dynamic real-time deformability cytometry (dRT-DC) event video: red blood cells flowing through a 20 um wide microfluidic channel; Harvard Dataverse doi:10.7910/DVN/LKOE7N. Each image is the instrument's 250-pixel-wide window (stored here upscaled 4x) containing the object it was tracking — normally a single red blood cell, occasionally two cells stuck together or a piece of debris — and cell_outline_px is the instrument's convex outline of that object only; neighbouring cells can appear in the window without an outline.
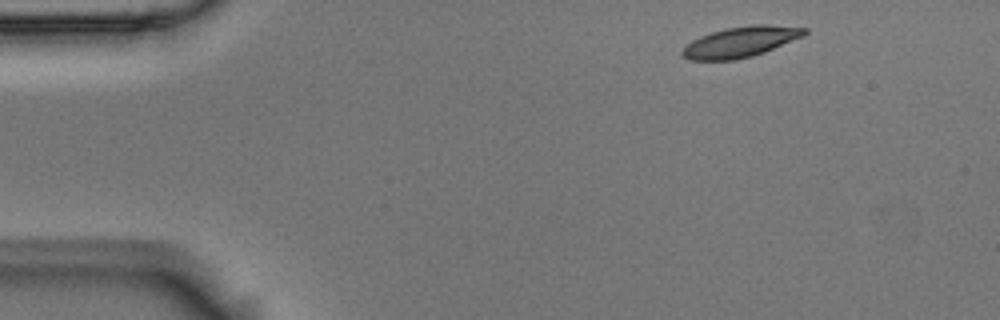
{"species": "Egyptian fruit bat (a non-hibernating species)", "species_latin": "Rousettus aegyptiacus", "temperature_condition": "room temperature", "stored_images_in_passage": 50, "camera_frame_rate_fps": 3000, "um_per_image_px": 0.085, "animal": {"sex": "male"}, "frame": {"image": 1, "passage_image": 1, "time_ms": 0.0, "image_size_px": [1000, 320], "cell_outline_px": [[808, 32], [804, 36], [764, 52], [752, 56], [736, 60], [688, 60], [680, 52], [692, 40], [700, 36], [712, 32], [728, 28], [752, 24], [764, 24], [808, 28]], "centroid_in_image_um": [62.97, 3.56], "position_along_channel_um": 22.0, "area_um2": 21.68}}
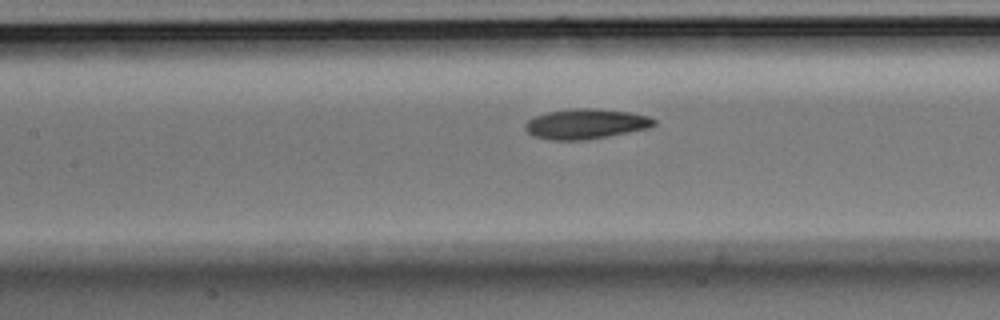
{"frame": {"image": 2, "passage_image": 19, "time_ms": 6.0, "image_size_px": [1000, 320], "cell_outline_px": [[656, 124], [652, 128], [588, 140], [548, 140], [532, 136], [524, 128], [524, 124], [528, 120], [536, 116], [548, 112], [576, 108], [592, 108], [628, 112], [648, 116], [656, 120]], "centroid_in_image_um": [49.81, 10.55], "position_along_channel_um": 157.6, "area_um2": 22.77}}
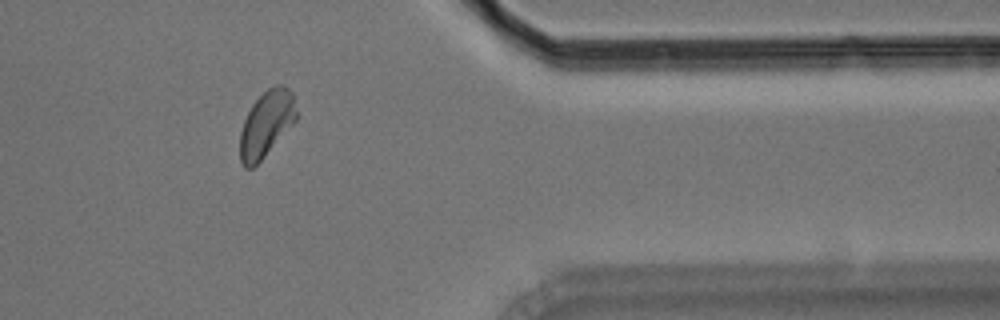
{"frame": {"image": 3, "passage_image": 40, "time_ms": 13.0, "image_size_px": [1000, 320], "cell_outline_px": [[300, 116], [264, 156], [252, 168], [244, 168], [240, 160], [240, 132], [244, 120], [252, 104], [272, 84], [284, 84], [292, 92]], "centroid_in_image_um": [22.67, 10.49], "position_along_channel_um": 388.7, "area_um2": 21.79}, "authors_computed_cell_mechanics": {"area_um2": 21.8773, "velocity_mm_per_s": 3.5764, "shape_relaxation_time_tau1_ms": 3.1688, "shape_relaxation_time_tau2_ms": 4.092, "deformation_change_tau1": 0.1282, "deformation_change_tau2": 0.0939}}